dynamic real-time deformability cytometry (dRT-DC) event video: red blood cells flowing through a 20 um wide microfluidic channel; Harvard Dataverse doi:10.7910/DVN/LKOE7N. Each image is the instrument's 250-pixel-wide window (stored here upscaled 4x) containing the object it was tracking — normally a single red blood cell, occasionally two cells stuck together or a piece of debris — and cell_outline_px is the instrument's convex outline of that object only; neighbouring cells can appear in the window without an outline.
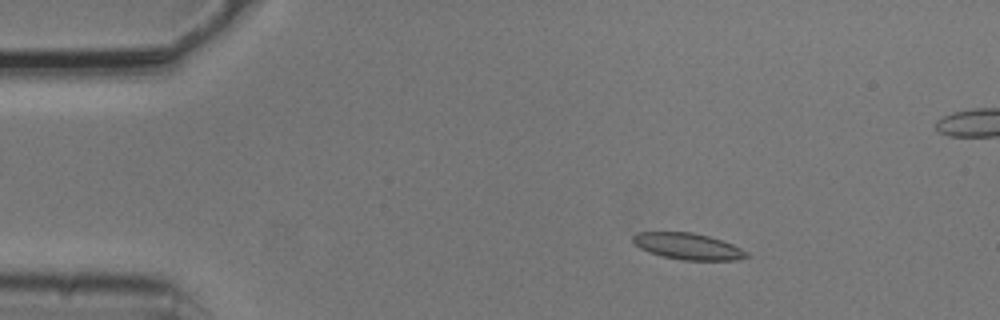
{"species": "common noctule bat (a hibernating species)", "species_latin": "Nyctalus noctula", "temperature_condition": "cold", "stored_images_in_passage": 6, "camera_frame_rate_fps": 3000, "um_per_image_px": 0.085, "animal": {"sex": "male", "body_mass_g": 20.5, "forearm_length_mm": 52.5}, "frame": {"image": 1, "passage_image": 3, "time_ms": 0.667, "image_size_px": [1000, 320], "cell_outline_px": [[748, 256], [736, 260], [680, 260], [664, 256], [640, 248], [632, 240], [632, 236], [636, 232], [692, 232], [708, 236], [732, 244], [748, 252]], "centroid_in_image_um": [58.47, 20.93], "position_along_channel_um": 26.5, "area_um2": 17.22}}